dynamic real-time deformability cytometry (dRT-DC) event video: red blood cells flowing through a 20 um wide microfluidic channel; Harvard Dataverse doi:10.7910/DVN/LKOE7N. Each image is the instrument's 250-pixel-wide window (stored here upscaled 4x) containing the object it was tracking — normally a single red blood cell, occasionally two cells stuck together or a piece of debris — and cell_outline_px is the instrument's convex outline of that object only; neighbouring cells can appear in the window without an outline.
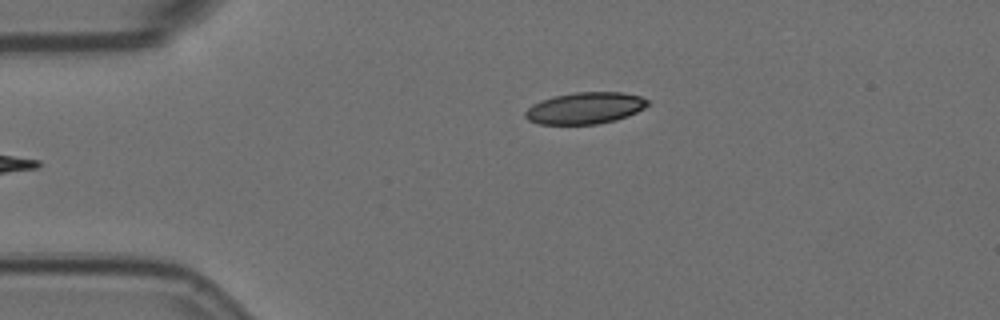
{"species": "Egyptian fruit bat (a non-hibernating species)", "species_latin": "Rousettus aegyptiacus", "temperature_condition": "room temperature", "stored_images_in_passage": 4, "camera_frame_rate_fps": 3000, "um_per_image_px": 0.085, "animal": {"sex": "female"}, "frame": {"image": 1, "passage_image": 4, "time_ms": 1.0, "image_size_px": [1000, 320], "cell_outline_px": [[652, 104], [628, 116], [616, 120], [596, 124], [540, 124], [528, 120], [524, 116], [524, 112], [532, 104], [540, 100], [552, 96], [576, 92], [624, 92], [640, 96], [648, 100]], "centroid_in_image_um": [49.74, 9.18], "position_along_channel_um": 35.3, "area_um2": 22.77}}